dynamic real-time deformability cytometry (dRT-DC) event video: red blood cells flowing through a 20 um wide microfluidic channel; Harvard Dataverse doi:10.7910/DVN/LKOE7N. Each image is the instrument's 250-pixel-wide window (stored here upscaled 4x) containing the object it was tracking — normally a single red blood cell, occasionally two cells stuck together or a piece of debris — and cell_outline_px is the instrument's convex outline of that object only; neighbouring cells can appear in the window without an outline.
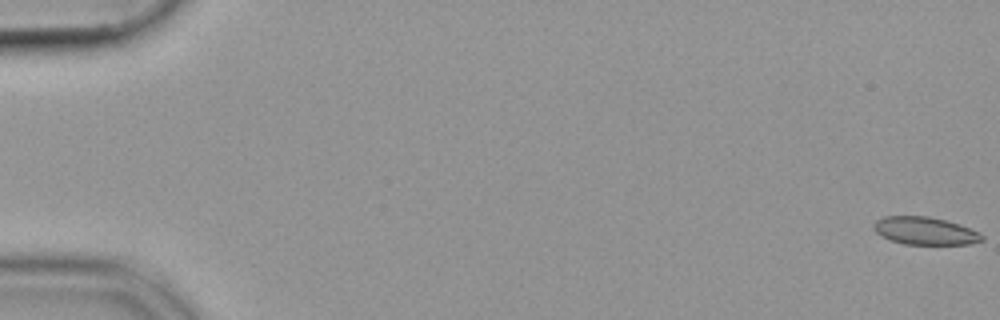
{"species": "common noctule bat (a hibernating species)", "species_latin": "Nyctalus noctula", "temperature_condition": "cold", "stored_images_in_passage": 55, "camera_frame_rate_fps": 3000, "um_per_image_px": 0.085, "animal": {"sex": "female", "body_mass_g": 19.9}, "frame": {"image": 1, "passage_image": 1, "time_ms": 0.0, "image_size_px": [1000, 320], "cell_outline_px": [[984, 240], [968, 244], [904, 244], [880, 236], [872, 228], [872, 224], [876, 220], [884, 216], [928, 216], [960, 224], [980, 232], [984, 236]], "centroid_in_image_um": [78.61, 19.62], "position_along_channel_um": 6.4, "area_um2": 17.57}}
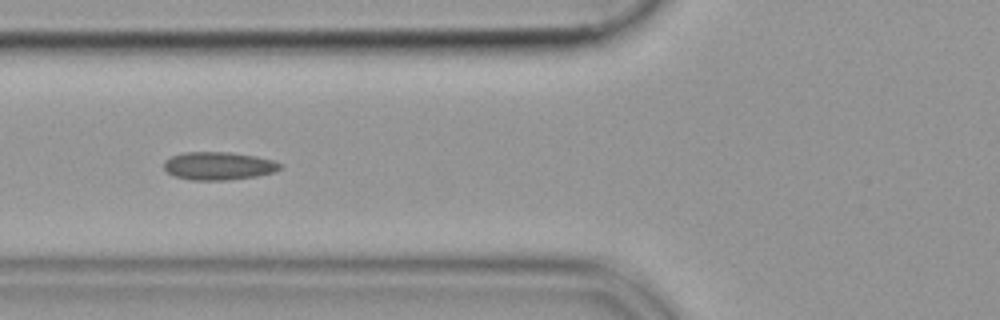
{"frame": {"image": 2, "passage_image": 22, "time_ms": 7.0, "image_size_px": [1000, 320], "cell_outline_px": [[280, 168], [272, 172], [256, 176], [228, 180], [192, 180], [176, 176], [168, 172], [164, 168], [164, 160], [172, 156], [184, 152], [228, 152], [256, 156], [272, 160], [280, 164]], "centroid_in_image_um": [18.54, 14.09], "position_along_channel_um": 107.3, "area_um2": 18.73}}
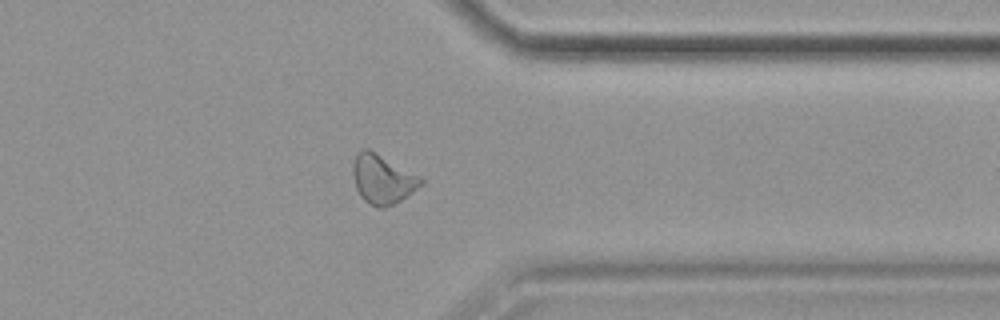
{"frame": {"image": 3, "passage_image": 44, "time_ms": 14.333, "image_size_px": [1000, 320], "cell_outline_px": [[424, 184], [408, 196], [384, 208], [380, 208], [364, 200], [360, 196], [356, 188], [352, 176], [352, 168], [356, 156], [364, 148], [368, 148], [376, 152], [420, 176], [424, 180]], "centroid_in_image_um": [32.53, 15.23], "position_along_channel_um": 378.9, "area_um2": 19.42}}